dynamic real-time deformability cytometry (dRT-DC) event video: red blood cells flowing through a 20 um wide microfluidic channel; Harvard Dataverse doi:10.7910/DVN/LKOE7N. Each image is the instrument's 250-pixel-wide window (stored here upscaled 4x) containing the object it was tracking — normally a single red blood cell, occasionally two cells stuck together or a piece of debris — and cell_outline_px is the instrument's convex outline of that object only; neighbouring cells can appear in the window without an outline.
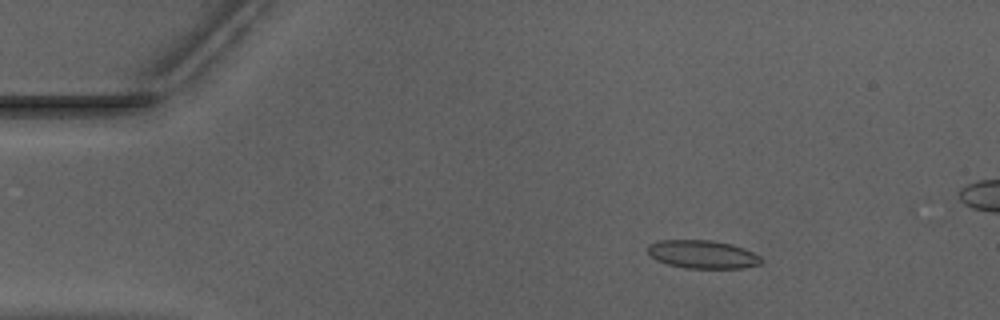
{"species": "Egyptian fruit bat (a non-hibernating species)", "species_latin": "Rousettus aegyptiacus", "temperature_condition": "warm", "stored_images_in_passage": 54, "camera_frame_rate_fps": 3000, "um_per_image_px": 0.085, "animal": {"sex": "male"}, "frame": {"image": 1, "passage_image": 9, "time_ms": 2.667, "image_size_px": [1000, 320], "cell_outline_px": [[764, 260], [760, 264], [744, 268], [684, 268], [668, 264], [656, 260], [648, 252], [648, 244], [660, 240], [712, 240], [732, 244], [744, 248], [760, 256]], "centroid_in_image_um": [59.74, 21.62], "position_along_channel_um": 25.3, "area_um2": 18.73}}
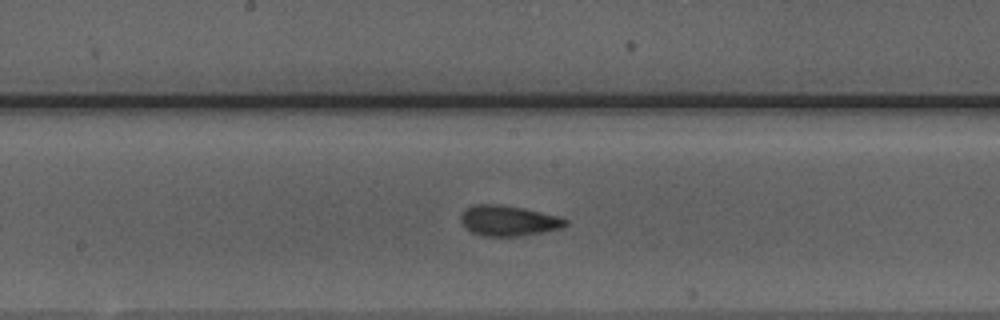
{"frame": {"image": 2, "passage_image": 28, "time_ms": 9.0, "image_size_px": [1000, 320], "cell_outline_px": [[568, 224], [560, 228], [544, 232], [520, 236], [484, 236], [472, 232], [460, 220], [460, 216], [464, 208], [472, 204], [496, 204], [524, 208], [560, 216], [568, 220]], "centroid_in_image_um": [43.22, 18.75], "position_along_channel_um": 205.0, "area_um2": 18.67}}
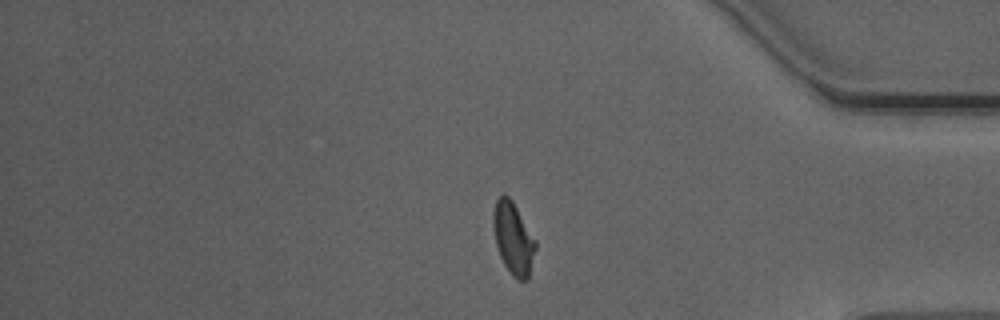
{"frame": {"image": 3, "passage_image": 44, "time_ms": 14.333, "image_size_px": [1000, 320], "cell_outline_px": [[536, 248], [528, 280], [516, 280], [512, 276], [504, 264], [500, 256], [496, 244], [492, 224], [492, 216], [496, 200], [504, 192], [512, 200], [536, 240]], "centroid_in_image_um": [43.62, 20.26], "position_along_channel_um": 391.6, "area_um2": 17.86}, "authors_computed_cell_mechanics": {"area_um2": 17.9758, "velocity_mm_per_s": 3.9561, "shape_relaxation_time_tau1_ms": 4.7611, "shape_relaxation_time_tau2_ms": 1.3699, "deformation_change_tau1": 0.1568, "deformation_change_tau2": 0.0902}}